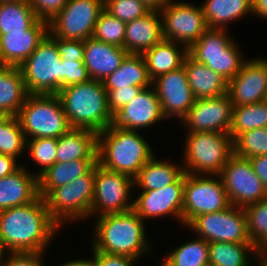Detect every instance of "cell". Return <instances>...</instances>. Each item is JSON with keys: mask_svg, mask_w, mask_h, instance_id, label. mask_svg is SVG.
Returning <instances> with one entry per match:
<instances>
[{"mask_svg": "<svg viewBox=\"0 0 267 266\" xmlns=\"http://www.w3.org/2000/svg\"><path fill=\"white\" fill-rule=\"evenodd\" d=\"M126 23L103 10L95 24L92 37L96 40L124 48Z\"/></svg>", "mask_w": 267, "mask_h": 266, "instance_id": "ab89813d", "label": "cell"}, {"mask_svg": "<svg viewBox=\"0 0 267 266\" xmlns=\"http://www.w3.org/2000/svg\"><path fill=\"white\" fill-rule=\"evenodd\" d=\"M267 127V100L249 105L233 106L229 131L233 141L249 130Z\"/></svg>", "mask_w": 267, "mask_h": 266, "instance_id": "e575fe53", "label": "cell"}, {"mask_svg": "<svg viewBox=\"0 0 267 266\" xmlns=\"http://www.w3.org/2000/svg\"><path fill=\"white\" fill-rule=\"evenodd\" d=\"M144 222L133 209L98 217L91 247L106 254L140 259L151 245Z\"/></svg>", "mask_w": 267, "mask_h": 266, "instance_id": "7a4b0ae2", "label": "cell"}, {"mask_svg": "<svg viewBox=\"0 0 267 266\" xmlns=\"http://www.w3.org/2000/svg\"><path fill=\"white\" fill-rule=\"evenodd\" d=\"M164 118L183 120L195 102L184 65L152 81Z\"/></svg>", "mask_w": 267, "mask_h": 266, "instance_id": "ac0fdd59", "label": "cell"}, {"mask_svg": "<svg viewBox=\"0 0 267 266\" xmlns=\"http://www.w3.org/2000/svg\"><path fill=\"white\" fill-rule=\"evenodd\" d=\"M219 176L233 206L244 208L267 199V190L255 174L249 159L233 154Z\"/></svg>", "mask_w": 267, "mask_h": 266, "instance_id": "9a60e30c", "label": "cell"}, {"mask_svg": "<svg viewBox=\"0 0 267 266\" xmlns=\"http://www.w3.org/2000/svg\"><path fill=\"white\" fill-rule=\"evenodd\" d=\"M93 266H135L138 260L125 255H112L92 249Z\"/></svg>", "mask_w": 267, "mask_h": 266, "instance_id": "c3c4849f", "label": "cell"}, {"mask_svg": "<svg viewBox=\"0 0 267 266\" xmlns=\"http://www.w3.org/2000/svg\"><path fill=\"white\" fill-rule=\"evenodd\" d=\"M163 39L162 16L158 10L126 23L124 49L130 54H143Z\"/></svg>", "mask_w": 267, "mask_h": 266, "instance_id": "603a6c76", "label": "cell"}, {"mask_svg": "<svg viewBox=\"0 0 267 266\" xmlns=\"http://www.w3.org/2000/svg\"><path fill=\"white\" fill-rule=\"evenodd\" d=\"M17 117L26 140L59 138L72 129L58 95L28 94Z\"/></svg>", "mask_w": 267, "mask_h": 266, "instance_id": "5b68a950", "label": "cell"}, {"mask_svg": "<svg viewBox=\"0 0 267 266\" xmlns=\"http://www.w3.org/2000/svg\"><path fill=\"white\" fill-rule=\"evenodd\" d=\"M230 205L219 175L186 173L183 196L184 226H187L196 216L219 212Z\"/></svg>", "mask_w": 267, "mask_h": 266, "instance_id": "30bf717a", "label": "cell"}, {"mask_svg": "<svg viewBox=\"0 0 267 266\" xmlns=\"http://www.w3.org/2000/svg\"><path fill=\"white\" fill-rule=\"evenodd\" d=\"M239 48L226 29L208 28L188 49V54L229 82L245 61Z\"/></svg>", "mask_w": 267, "mask_h": 266, "instance_id": "52a82bcc", "label": "cell"}, {"mask_svg": "<svg viewBox=\"0 0 267 266\" xmlns=\"http://www.w3.org/2000/svg\"><path fill=\"white\" fill-rule=\"evenodd\" d=\"M27 140L17 116H6L0 122V154L17 159L26 149Z\"/></svg>", "mask_w": 267, "mask_h": 266, "instance_id": "8d00e7d4", "label": "cell"}, {"mask_svg": "<svg viewBox=\"0 0 267 266\" xmlns=\"http://www.w3.org/2000/svg\"><path fill=\"white\" fill-rule=\"evenodd\" d=\"M58 266H93L92 259H76L72 261H67L66 263H63Z\"/></svg>", "mask_w": 267, "mask_h": 266, "instance_id": "db71d44e", "label": "cell"}, {"mask_svg": "<svg viewBox=\"0 0 267 266\" xmlns=\"http://www.w3.org/2000/svg\"><path fill=\"white\" fill-rule=\"evenodd\" d=\"M1 2H28V0H0Z\"/></svg>", "mask_w": 267, "mask_h": 266, "instance_id": "6f0895ef", "label": "cell"}, {"mask_svg": "<svg viewBox=\"0 0 267 266\" xmlns=\"http://www.w3.org/2000/svg\"><path fill=\"white\" fill-rule=\"evenodd\" d=\"M160 266H209L208 242L198 237L174 248Z\"/></svg>", "mask_w": 267, "mask_h": 266, "instance_id": "d590c367", "label": "cell"}, {"mask_svg": "<svg viewBox=\"0 0 267 266\" xmlns=\"http://www.w3.org/2000/svg\"><path fill=\"white\" fill-rule=\"evenodd\" d=\"M149 142L139 131L112 129L98 133L97 162L110 171L135 178L140 169L154 156Z\"/></svg>", "mask_w": 267, "mask_h": 266, "instance_id": "3957f363", "label": "cell"}, {"mask_svg": "<svg viewBox=\"0 0 267 266\" xmlns=\"http://www.w3.org/2000/svg\"><path fill=\"white\" fill-rule=\"evenodd\" d=\"M56 162L97 160L98 133L90 129L72 128L57 138Z\"/></svg>", "mask_w": 267, "mask_h": 266, "instance_id": "d4e9b609", "label": "cell"}, {"mask_svg": "<svg viewBox=\"0 0 267 266\" xmlns=\"http://www.w3.org/2000/svg\"><path fill=\"white\" fill-rule=\"evenodd\" d=\"M58 229L40 195L29 204L0 211V246L6 253L45 252Z\"/></svg>", "mask_w": 267, "mask_h": 266, "instance_id": "6da1fadb", "label": "cell"}, {"mask_svg": "<svg viewBox=\"0 0 267 266\" xmlns=\"http://www.w3.org/2000/svg\"><path fill=\"white\" fill-rule=\"evenodd\" d=\"M195 99H207L228 93V81L189 54L183 61Z\"/></svg>", "mask_w": 267, "mask_h": 266, "instance_id": "484cf974", "label": "cell"}, {"mask_svg": "<svg viewBox=\"0 0 267 266\" xmlns=\"http://www.w3.org/2000/svg\"><path fill=\"white\" fill-rule=\"evenodd\" d=\"M163 37L189 49L208 29L202 6L171 0L159 10Z\"/></svg>", "mask_w": 267, "mask_h": 266, "instance_id": "5bb4252c", "label": "cell"}, {"mask_svg": "<svg viewBox=\"0 0 267 266\" xmlns=\"http://www.w3.org/2000/svg\"><path fill=\"white\" fill-rule=\"evenodd\" d=\"M72 128L90 129L97 133L111 124L107 91L102 81L88 82L61 88L57 94Z\"/></svg>", "mask_w": 267, "mask_h": 266, "instance_id": "277c9868", "label": "cell"}, {"mask_svg": "<svg viewBox=\"0 0 267 266\" xmlns=\"http://www.w3.org/2000/svg\"><path fill=\"white\" fill-rule=\"evenodd\" d=\"M105 90H115L127 86H138L143 89L152 86L145 60L142 54H130L120 64V67L102 81Z\"/></svg>", "mask_w": 267, "mask_h": 266, "instance_id": "83f0119b", "label": "cell"}, {"mask_svg": "<svg viewBox=\"0 0 267 266\" xmlns=\"http://www.w3.org/2000/svg\"><path fill=\"white\" fill-rule=\"evenodd\" d=\"M209 266H251L248 256L259 250L252 243L208 242Z\"/></svg>", "mask_w": 267, "mask_h": 266, "instance_id": "d6a6232c", "label": "cell"}, {"mask_svg": "<svg viewBox=\"0 0 267 266\" xmlns=\"http://www.w3.org/2000/svg\"><path fill=\"white\" fill-rule=\"evenodd\" d=\"M27 95L19 67L0 66V114L17 116Z\"/></svg>", "mask_w": 267, "mask_h": 266, "instance_id": "f1b7e54d", "label": "cell"}, {"mask_svg": "<svg viewBox=\"0 0 267 266\" xmlns=\"http://www.w3.org/2000/svg\"><path fill=\"white\" fill-rule=\"evenodd\" d=\"M6 251L0 246V266H2V261H3V254L6 256Z\"/></svg>", "mask_w": 267, "mask_h": 266, "instance_id": "9f6ffc18", "label": "cell"}, {"mask_svg": "<svg viewBox=\"0 0 267 266\" xmlns=\"http://www.w3.org/2000/svg\"><path fill=\"white\" fill-rule=\"evenodd\" d=\"M38 19L29 2L0 3V35L28 30Z\"/></svg>", "mask_w": 267, "mask_h": 266, "instance_id": "836d02e7", "label": "cell"}, {"mask_svg": "<svg viewBox=\"0 0 267 266\" xmlns=\"http://www.w3.org/2000/svg\"><path fill=\"white\" fill-rule=\"evenodd\" d=\"M233 103L228 93L207 99H195L182 120L191 132L229 133L232 125Z\"/></svg>", "mask_w": 267, "mask_h": 266, "instance_id": "e0dca14e", "label": "cell"}, {"mask_svg": "<svg viewBox=\"0 0 267 266\" xmlns=\"http://www.w3.org/2000/svg\"><path fill=\"white\" fill-rule=\"evenodd\" d=\"M69 0H28L36 16L49 22L59 13Z\"/></svg>", "mask_w": 267, "mask_h": 266, "instance_id": "bcb514c9", "label": "cell"}, {"mask_svg": "<svg viewBox=\"0 0 267 266\" xmlns=\"http://www.w3.org/2000/svg\"><path fill=\"white\" fill-rule=\"evenodd\" d=\"M187 227L207 242L251 243L243 207L230 205L219 212L196 216Z\"/></svg>", "mask_w": 267, "mask_h": 266, "instance_id": "8fae6325", "label": "cell"}, {"mask_svg": "<svg viewBox=\"0 0 267 266\" xmlns=\"http://www.w3.org/2000/svg\"><path fill=\"white\" fill-rule=\"evenodd\" d=\"M142 87L127 86L115 90H106L108 97V108L111 114L122 109L130 103L142 90Z\"/></svg>", "mask_w": 267, "mask_h": 266, "instance_id": "ee69618b", "label": "cell"}, {"mask_svg": "<svg viewBox=\"0 0 267 266\" xmlns=\"http://www.w3.org/2000/svg\"><path fill=\"white\" fill-rule=\"evenodd\" d=\"M186 173L162 189L141 191L133 200V210L144 219L173 216L183 224V196Z\"/></svg>", "mask_w": 267, "mask_h": 266, "instance_id": "2e32d148", "label": "cell"}, {"mask_svg": "<svg viewBox=\"0 0 267 266\" xmlns=\"http://www.w3.org/2000/svg\"><path fill=\"white\" fill-rule=\"evenodd\" d=\"M187 137L183 160L185 173L219 175L234 154L229 133L191 132Z\"/></svg>", "mask_w": 267, "mask_h": 266, "instance_id": "8992f818", "label": "cell"}, {"mask_svg": "<svg viewBox=\"0 0 267 266\" xmlns=\"http://www.w3.org/2000/svg\"><path fill=\"white\" fill-rule=\"evenodd\" d=\"M244 210L251 243L258 250L267 248V199L249 204Z\"/></svg>", "mask_w": 267, "mask_h": 266, "instance_id": "74e56055", "label": "cell"}, {"mask_svg": "<svg viewBox=\"0 0 267 266\" xmlns=\"http://www.w3.org/2000/svg\"><path fill=\"white\" fill-rule=\"evenodd\" d=\"M48 34V22L38 19L28 30L0 35V66L19 67Z\"/></svg>", "mask_w": 267, "mask_h": 266, "instance_id": "44dd1931", "label": "cell"}, {"mask_svg": "<svg viewBox=\"0 0 267 266\" xmlns=\"http://www.w3.org/2000/svg\"><path fill=\"white\" fill-rule=\"evenodd\" d=\"M201 6L208 28L226 29L227 23L252 14V0H205Z\"/></svg>", "mask_w": 267, "mask_h": 266, "instance_id": "1f68e13d", "label": "cell"}, {"mask_svg": "<svg viewBox=\"0 0 267 266\" xmlns=\"http://www.w3.org/2000/svg\"><path fill=\"white\" fill-rule=\"evenodd\" d=\"M19 69L28 94L57 95L62 88L61 56L49 34Z\"/></svg>", "mask_w": 267, "mask_h": 266, "instance_id": "ba28073f", "label": "cell"}, {"mask_svg": "<svg viewBox=\"0 0 267 266\" xmlns=\"http://www.w3.org/2000/svg\"><path fill=\"white\" fill-rule=\"evenodd\" d=\"M57 144V138L27 139L26 149H29L32 160L41 167L37 177L56 163Z\"/></svg>", "mask_w": 267, "mask_h": 266, "instance_id": "60d3db41", "label": "cell"}, {"mask_svg": "<svg viewBox=\"0 0 267 266\" xmlns=\"http://www.w3.org/2000/svg\"><path fill=\"white\" fill-rule=\"evenodd\" d=\"M134 187V179L130 176L110 171L98 163L95 165V189L91 205L90 217L127 212L133 209V196H130ZM131 197V198H129Z\"/></svg>", "mask_w": 267, "mask_h": 266, "instance_id": "4fadbf2b", "label": "cell"}, {"mask_svg": "<svg viewBox=\"0 0 267 266\" xmlns=\"http://www.w3.org/2000/svg\"><path fill=\"white\" fill-rule=\"evenodd\" d=\"M45 252H9L2 266H44L41 258ZM5 259V260H4Z\"/></svg>", "mask_w": 267, "mask_h": 266, "instance_id": "7dc6e473", "label": "cell"}, {"mask_svg": "<svg viewBox=\"0 0 267 266\" xmlns=\"http://www.w3.org/2000/svg\"><path fill=\"white\" fill-rule=\"evenodd\" d=\"M95 189V166L85 175L51 190L45 203L51 218L61 227L67 221L90 216Z\"/></svg>", "mask_w": 267, "mask_h": 266, "instance_id": "9c48e42d", "label": "cell"}, {"mask_svg": "<svg viewBox=\"0 0 267 266\" xmlns=\"http://www.w3.org/2000/svg\"><path fill=\"white\" fill-rule=\"evenodd\" d=\"M142 1L151 10H160L171 0H139Z\"/></svg>", "mask_w": 267, "mask_h": 266, "instance_id": "f5cc1de1", "label": "cell"}, {"mask_svg": "<svg viewBox=\"0 0 267 266\" xmlns=\"http://www.w3.org/2000/svg\"><path fill=\"white\" fill-rule=\"evenodd\" d=\"M234 154L249 159L267 155V127L241 133L234 141Z\"/></svg>", "mask_w": 267, "mask_h": 266, "instance_id": "f35d334b", "label": "cell"}, {"mask_svg": "<svg viewBox=\"0 0 267 266\" xmlns=\"http://www.w3.org/2000/svg\"><path fill=\"white\" fill-rule=\"evenodd\" d=\"M255 174L260 178L267 190V155L249 158Z\"/></svg>", "mask_w": 267, "mask_h": 266, "instance_id": "681fc988", "label": "cell"}, {"mask_svg": "<svg viewBox=\"0 0 267 266\" xmlns=\"http://www.w3.org/2000/svg\"><path fill=\"white\" fill-rule=\"evenodd\" d=\"M154 155L134 178V186L141 191L159 190L172 184L183 172V167L156 159ZM179 166V167H178Z\"/></svg>", "mask_w": 267, "mask_h": 266, "instance_id": "4dcf8cb0", "label": "cell"}, {"mask_svg": "<svg viewBox=\"0 0 267 266\" xmlns=\"http://www.w3.org/2000/svg\"><path fill=\"white\" fill-rule=\"evenodd\" d=\"M62 63V88L85 83L90 80L87 68L83 61L61 60Z\"/></svg>", "mask_w": 267, "mask_h": 266, "instance_id": "7bdbcfd3", "label": "cell"}, {"mask_svg": "<svg viewBox=\"0 0 267 266\" xmlns=\"http://www.w3.org/2000/svg\"><path fill=\"white\" fill-rule=\"evenodd\" d=\"M6 117V115L0 114V122Z\"/></svg>", "mask_w": 267, "mask_h": 266, "instance_id": "680465c9", "label": "cell"}, {"mask_svg": "<svg viewBox=\"0 0 267 266\" xmlns=\"http://www.w3.org/2000/svg\"><path fill=\"white\" fill-rule=\"evenodd\" d=\"M151 88L142 89L130 103L114 112L110 127L137 131L165 119L156 91Z\"/></svg>", "mask_w": 267, "mask_h": 266, "instance_id": "ffe728a7", "label": "cell"}, {"mask_svg": "<svg viewBox=\"0 0 267 266\" xmlns=\"http://www.w3.org/2000/svg\"><path fill=\"white\" fill-rule=\"evenodd\" d=\"M257 259L261 266H267V248L259 250Z\"/></svg>", "mask_w": 267, "mask_h": 266, "instance_id": "11a10c76", "label": "cell"}, {"mask_svg": "<svg viewBox=\"0 0 267 266\" xmlns=\"http://www.w3.org/2000/svg\"><path fill=\"white\" fill-rule=\"evenodd\" d=\"M97 163V160L56 162L38 177V194L44 198L51 190L87 174Z\"/></svg>", "mask_w": 267, "mask_h": 266, "instance_id": "f546056e", "label": "cell"}, {"mask_svg": "<svg viewBox=\"0 0 267 266\" xmlns=\"http://www.w3.org/2000/svg\"><path fill=\"white\" fill-rule=\"evenodd\" d=\"M104 10L125 23L143 17L151 11L139 0H104Z\"/></svg>", "mask_w": 267, "mask_h": 266, "instance_id": "b9f144b4", "label": "cell"}, {"mask_svg": "<svg viewBox=\"0 0 267 266\" xmlns=\"http://www.w3.org/2000/svg\"><path fill=\"white\" fill-rule=\"evenodd\" d=\"M103 10L104 0H69L48 22V34L70 40L91 38Z\"/></svg>", "mask_w": 267, "mask_h": 266, "instance_id": "7c38bea8", "label": "cell"}, {"mask_svg": "<svg viewBox=\"0 0 267 266\" xmlns=\"http://www.w3.org/2000/svg\"><path fill=\"white\" fill-rule=\"evenodd\" d=\"M22 164L17 165V159L9 155L0 154V178L16 171Z\"/></svg>", "mask_w": 267, "mask_h": 266, "instance_id": "f907efd6", "label": "cell"}, {"mask_svg": "<svg viewBox=\"0 0 267 266\" xmlns=\"http://www.w3.org/2000/svg\"><path fill=\"white\" fill-rule=\"evenodd\" d=\"M177 44L179 43L163 39L142 54L152 81L183 66L188 49L186 47L179 49Z\"/></svg>", "mask_w": 267, "mask_h": 266, "instance_id": "4316f807", "label": "cell"}, {"mask_svg": "<svg viewBox=\"0 0 267 266\" xmlns=\"http://www.w3.org/2000/svg\"><path fill=\"white\" fill-rule=\"evenodd\" d=\"M233 106L267 100V59L245 60L239 73L228 82Z\"/></svg>", "mask_w": 267, "mask_h": 266, "instance_id": "d6986e66", "label": "cell"}, {"mask_svg": "<svg viewBox=\"0 0 267 266\" xmlns=\"http://www.w3.org/2000/svg\"><path fill=\"white\" fill-rule=\"evenodd\" d=\"M128 52L119 46L93 37L84 40L83 62L90 79L103 81L120 67Z\"/></svg>", "mask_w": 267, "mask_h": 266, "instance_id": "7402d4cb", "label": "cell"}, {"mask_svg": "<svg viewBox=\"0 0 267 266\" xmlns=\"http://www.w3.org/2000/svg\"><path fill=\"white\" fill-rule=\"evenodd\" d=\"M56 41L58 53L61 60L83 61L84 57V41L62 39L51 36Z\"/></svg>", "mask_w": 267, "mask_h": 266, "instance_id": "f6af8a7d", "label": "cell"}, {"mask_svg": "<svg viewBox=\"0 0 267 266\" xmlns=\"http://www.w3.org/2000/svg\"><path fill=\"white\" fill-rule=\"evenodd\" d=\"M252 14L267 19V0H252Z\"/></svg>", "mask_w": 267, "mask_h": 266, "instance_id": "816d5d0a", "label": "cell"}, {"mask_svg": "<svg viewBox=\"0 0 267 266\" xmlns=\"http://www.w3.org/2000/svg\"><path fill=\"white\" fill-rule=\"evenodd\" d=\"M38 196V177L25 166L0 178V211L29 204Z\"/></svg>", "mask_w": 267, "mask_h": 266, "instance_id": "cb8c5ba5", "label": "cell"}]
</instances>
